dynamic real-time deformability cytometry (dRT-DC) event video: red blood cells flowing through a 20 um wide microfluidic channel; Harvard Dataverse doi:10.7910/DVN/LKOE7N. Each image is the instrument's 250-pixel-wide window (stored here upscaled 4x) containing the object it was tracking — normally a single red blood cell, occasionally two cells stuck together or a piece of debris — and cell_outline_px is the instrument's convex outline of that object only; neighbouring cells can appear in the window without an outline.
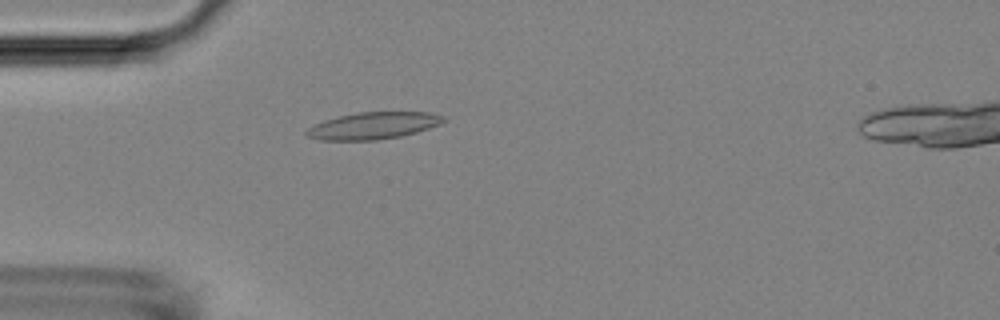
{"species": "Egyptian fruit bat (a non-hibernating species)", "species_latin": "Rousettus aegyptiacus", "temperature_condition": "room temperature", "stored_images_in_passage": 5, "camera_frame_rate_fps": 3000, "um_per_image_px": 0.085, "animal": {"sex": "female"}, "frame": {"image": 1, "passage_image": 4, "time_ms": 3.667, "image_size_px": [1000, 320], "cell_outline_px": [[448, 120], [440, 124], [416, 132], [400, 136], [376, 140], [320, 140], [304, 136], [304, 132], [312, 124], [324, 120], [356, 112], [428, 112], [444, 116]], "centroid_in_image_um": [31.69, 10.68], "position_along_channel_um": 53.3, "area_um2": 21.62}}